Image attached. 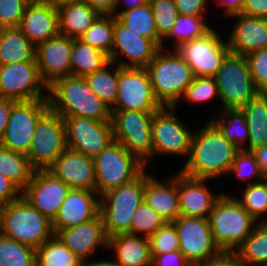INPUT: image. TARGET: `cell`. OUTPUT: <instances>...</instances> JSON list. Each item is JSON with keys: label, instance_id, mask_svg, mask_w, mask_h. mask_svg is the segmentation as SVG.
Listing matches in <instances>:
<instances>
[{"label": "cell", "instance_id": "obj_1", "mask_svg": "<svg viewBox=\"0 0 267 266\" xmlns=\"http://www.w3.org/2000/svg\"><path fill=\"white\" fill-rule=\"evenodd\" d=\"M238 150L208 119L201 130L193 133L189 156L179 171L191 177L211 180L226 176Z\"/></svg>", "mask_w": 267, "mask_h": 266}, {"label": "cell", "instance_id": "obj_2", "mask_svg": "<svg viewBox=\"0 0 267 266\" xmlns=\"http://www.w3.org/2000/svg\"><path fill=\"white\" fill-rule=\"evenodd\" d=\"M52 111L62 117L80 116L98 121H111L110 108L90 89L83 76L68 75L48 86Z\"/></svg>", "mask_w": 267, "mask_h": 266}, {"label": "cell", "instance_id": "obj_3", "mask_svg": "<svg viewBox=\"0 0 267 266\" xmlns=\"http://www.w3.org/2000/svg\"><path fill=\"white\" fill-rule=\"evenodd\" d=\"M215 245L221 252H234L254 230L257 221L236 197L222 194L210 212Z\"/></svg>", "mask_w": 267, "mask_h": 266}, {"label": "cell", "instance_id": "obj_4", "mask_svg": "<svg viewBox=\"0 0 267 266\" xmlns=\"http://www.w3.org/2000/svg\"><path fill=\"white\" fill-rule=\"evenodd\" d=\"M171 52L165 49L164 53V49H160L146 69L158 102L163 107L177 108L195 76L187 62L175 50Z\"/></svg>", "mask_w": 267, "mask_h": 266}, {"label": "cell", "instance_id": "obj_5", "mask_svg": "<svg viewBox=\"0 0 267 266\" xmlns=\"http://www.w3.org/2000/svg\"><path fill=\"white\" fill-rule=\"evenodd\" d=\"M145 171L132 182L100 196V215L108 237L131 234L132 218L144 199Z\"/></svg>", "mask_w": 267, "mask_h": 266}, {"label": "cell", "instance_id": "obj_6", "mask_svg": "<svg viewBox=\"0 0 267 266\" xmlns=\"http://www.w3.org/2000/svg\"><path fill=\"white\" fill-rule=\"evenodd\" d=\"M2 234L37 249L53 235L52 222L22 196L4 205Z\"/></svg>", "mask_w": 267, "mask_h": 266}, {"label": "cell", "instance_id": "obj_7", "mask_svg": "<svg viewBox=\"0 0 267 266\" xmlns=\"http://www.w3.org/2000/svg\"><path fill=\"white\" fill-rule=\"evenodd\" d=\"M93 160L96 176L95 192L99 196L132 182L146 169L145 163L120 142L114 140Z\"/></svg>", "mask_w": 267, "mask_h": 266}, {"label": "cell", "instance_id": "obj_8", "mask_svg": "<svg viewBox=\"0 0 267 266\" xmlns=\"http://www.w3.org/2000/svg\"><path fill=\"white\" fill-rule=\"evenodd\" d=\"M114 141L120 142L145 166L153 159L152 119L154 112L110 110Z\"/></svg>", "mask_w": 267, "mask_h": 266}, {"label": "cell", "instance_id": "obj_9", "mask_svg": "<svg viewBox=\"0 0 267 266\" xmlns=\"http://www.w3.org/2000/svg\"><path fill=\"white\" fill-rule=\"evenodd\" d=\"M214 77L223 110L242 108L258 93L246 56L230 52Z\"/></svg>", "mask_w": 267, "mask_h": 266}, {"label": "cell", "instance_id": "obj_10", "mask_svg": "<svg viewBox=\"0 0 267 266\" xmlns=\"http://www.w3.org/2000/svg\"><path fill=\"white\" fill-rule=\"evenodd\" d=\"M67 149L62 116L49 109L38 121L27 154L34 170H46Z\"/></svg>", "mask_w": 267, "mask_h": 266}, {"label": "cell", "instance_id": "obj_11", "mask_svg": "<svg viewBox=\"0 0 267 266\" xmlns=\"http://www.w3.org/2000/svg\"><path fill=\"white\" fill-rule=\"evenodd\" d=\"M0 97L16 102L48 99L36 60L0 65Z\"/></svg>", "mask_w": 267, "mask_h": 266}, {"label": "cell", "instance_id": "obj_12", "mask_svg": "<svg viewBox=\"0 0 267 266\" xmlns=\"http://www.w3.org/2000/svg\"><path fill=\"white\" fill-rule=\"evenodd\" d=\"M158 102L146 68H123L118 65V91L110 110L156 112Z\"/></svg>", "mask_w": 267, "mask_h": 266}, {"label": "cell", "instance_id": "obj_13", "mask_svg": "<svg viewBox=\"0 0 267 266\" xmlns=\"http://www.w3.org/2000/svg\"><path fill=\"white\" fill-rule=\"evenodd\" d=\"M174 50L191 67L195 77H214L231 52L228 42L214 29L203 37L180 43Z\"/></svg>", "mask_w": 267, "mask_h": 266}, {"label": "cell", "instance_id": "obj_14", "mask_svg": "<svg viewBox=\"0 0 267 266\" xmlns=\"http://www.w3.org/2000/svg\"><path fill=\"white\" fill-rule=\"evenodd\" d=\"M49 109L48 99L15 102L0 145L27 155L36 125Z\"/></svg>", "mask_w": 267, "mask_h": 266}, {"label": "cell", "instance_id": "obj_15", "mask_svg": "<svg viewBox=\"0 0 267 266\" xmlns=\"http://www.w3.org/2000/svg\"><path fill=\"white\" fill-rule=\"evenodd\" d=\"M173 223L179 237V250L192 266H201L221 253L215 245L209 218L180 215Z\"/></svg>", "mask_w": 267, "mask_h": 266}, {"label": "cell", "instance_id": "obj_16", "mask_svg": "<svg viewBox=\"0 0 267 266\" xmlns=\"http://www.w3.org/2000/svg\"><path fill=\"white\" fill-rule=\"evenodd\" d=\"M175 109L163 107L154 112L151 123L153 157L159 154L189 156L194 132L174 114Z\"/></svg>", "mask_w": 267, "mask_h": 266}, {"label": "cell", "instance_id": "obj_17", "mask_svg": "<svg viewBox=\"0 0 267 266\" xmlns=\"http://www.w3.org/2000/svg\"><path fill=\"white\" fill-rule=\"evenodd\" d=\"M62 118L69 149L94 158L114 140L111 121L80 116Z\"/></svg>", "mask_w": 267, "mask_h": 266}, {"label": "cell", "instance_id": "obj_18", "mask_svg": "<svg viewBox=\"0 0 267 266\" xmlns=\"http://www.w3.org/2000/svg\"><path fill=\"white\" fill-rule=\"evenodd\" d=\"M160 48L150 39L138 35L130 28L123 25L114 16L113 48L110 61L116 63L117 56L126 58L128 61L118 63L123 68H146L154 59Z\"/></svg>", "mask_w": 267, "mask_h": 266}, {"label": "cell", "instance_id": "obj_19", "mask_svg": "<svg viewBox=\"0 0 267 266\" xmlns=\"http://www.w3.org/2000/svg\"><path fill=\"white\" fill-rule=\"evenodd\" d=\"M70 190L63 181L56 179L48 171L34 170L21 196L52 221Z\"/></svg>", "mask_w": 267, "mask_h": 266}, {"label": "cell", "instance_id": "obj_20", "mask_svg": "<svg viewBox=\"0 0 267 266\" xmlns=\"http://www.w3.org/2000/svg\"><path fill=\"white\" fill-rule=\"evenodd\" d=\"M46 171L70 189L96 190L94 160L78 151L67 148Z\"/></svg>", "mask_w": 267, "mask_h": 266}, {"label": "cell", "instance_id": "obj_21", "mask_svg": "<svg viewBox=\"0 0 267 266\" xmlns=\"http://www.w3.org/2000/svg\"><path fill=\"white\" fill-rule=\"evenodd\" d=\"M73 38L58 35L36 46L35 58L43 81L49 86L71 75L70 56Z\"/></svg>", "mask_w": 267, "mask_h": 266}, {"label": "cell", "instance_id": "obj_22", "mask_svg": "<svg viewBox=\"0 0 267 266\" xmlns=\"http://www.w3.org/2000/svg\"><path fill=\"white\" fill-rule=\"evenodd\" d=\"M96 196L100 198L95 191L71 189L51 221L54 234L98 217L100 200Z\"/></svg>", "mask_w": 267, "mask_h": 266}, {"label": "cell", "instance_id": "obj_23", "mask_svg": "<svg viewBox=\"0 0 267 266\" xmlns=\"http://www.w3.org/2000/svg\"><path fill=\"white\" fill-rule=\"evenodd\" d=\"M210 179L195 178L178 172V195L180 215L209 218L216 201L227 194L211 192L205 184Z\"/></svg>", "mask_w": 267, "mask_h": 266}, {"label": "cell", "instance_id": "obj_24", "mask_svg": "<svg viewBox=\"0 0 267 266\" xmlns=\"http://www.w3.org/2000/svg\"><path fill=\"white\" fill-rule=\"evenodd\" d=\"M18 28L35 45L58 36V8L44 0H31L24 11Z\"/></svg>", "mask_w": 267, "mask_h": 266}, {"label": "cell", "instance_id": "obj_25", "mask_svg": "<svg viewBox=\"0 0 267 266\" xmlns=\"http://www.w3.org/2000/svg\"><path fill=\"white\" fill-rule=\"evenodd\" d=\"M57 237L84 263L99 246L108 247L109 237L101 215L79 225L60 230ZM87 258V259H86Z\"/></svg>", "mask_w": 267, "mask_h": 266}, {"label": "cell", "instance_id": "obj_26", "mask_svg": "<svg viewBox=\"0 0 267 266\" xmlns=\"http://www.w3.org/2000/svg\"><path fill=\"white\" fill-rule=\"evenodd\" d=\"M236 20L227 40L231 53L248 56L267 48V18L235 14Z\"/></svg>", "mask_w": 267, "mask_h": 266}, {"label": "cell", "instance_id": "obj_27", "mask_svg": "<svg viewBox=\"0 0 267 266\" xmlns=\"http://www.w3.org/2000/svg\"><path fill=\"white\" fill-rule=\"evenodd\" d=\"M143 201L156 211L166 222H173L180 216L178 195V173L161 183L153 175L146 174Z\"/></svg>", "mask_w": 267, "mask_h": 266}, {"label": "cell", "instance_id": "obj_28", "mask_svg": "<svg viewBox=\"0 0 267 266\" xmlns=\"http://www.w3.org/2000/svg\"><path fill=\"white\" fill-rule=\"evenodd\" d=\"M108 249H113L114 260L121 266H152L150 244L147 237L118 234L108 239Z\"/></svg>", "mask_w": 267, "mask_h": 266}, {"label": "cell", "instance_id": "obj_29", "mask_svg": "<svg viewBox=\"0 0 267 266\" xmlns=\"http://www.w3.org/2000/svg\"><path fill=\"white\" fill-rule=\"evenodd\" d=\"M59 33L73 39L87 31L100 13L86 3L66 4L58 8Z\"/></svg>", "mask_w": 267, "mask_h": 266}, {"label": "cell", "instance_id": "obj_30", "mask_svg": "<svg viewBox=\"0 0 267 266\" xmlns=\"http://www.w3.org/2000/svg\"><path fill=\"white\" fill-rule=\"evenodd\" d=\"M35 50L18 27L0 28V65L36 60Z\"/></svg>", "mask_w": 267, "mask_h": 266}, {"label": "cell", "instance_id": "obj_31", "mask_svg": "<svg viewBox=\"0 0 267 266\" xmlns=\"http://www.w3.org/2000/svg\"><path fill=\"white\" fill-rule=\"evenodd\" d=\"M241 109L249 129L246 150L267 144V93H257Z\"/></svg>", "mask_w": 267, "mask_h": 266}, {"label": "cell", "instance_id": "obj_32", "mask_svg": "<svg viewBox=\"0 0 267 266\" xmlns=\"http://www.w3.org/2000/svg\"><path fill=\"white\" fill-rule=\"evenodd\" d=\"M123 25L140 36L152 40L160 49H166L163 38L156 29L154 14L150 3L138 6L123 13H113Z\"/></svg>", "mask_w": 267, "mask_h": 266}, {"label": "cell", "instance_id": "obj_33", "mask_svg": "<svg viewBox=\"0 0 267 266\" xmlns=\"http://www.w3.org/2000/svg\"><path fill=\"white\" fill-rule=\"evenodd\" d=\"M70 62L71 75L84 77L101 70L110 62V59L107 54L99 49L79 39H73Z\"/></svg>", "mask_w": 267, "mask_h": 266}, {"label": "cell", "instance_id": "obj_34", "mask_svg": "<svg viewBox=\"0 0 267 266\" xmlns=\"http://www.w3.org/2000/svg\"><path fill=\"white\" fill-rule=\"evenodd\" d=\"M210 120L228 141L232 142L239 150H246L245 143L249 138V129L241 108L225 109L216 118Z\"/></svg>", "mask_w": 267, "mask_h": 266}, {"label": "cell", "instance_id": "obj_35", "mask_svg": "<svg viewBox=\"0 0 267 266\" xmlns=\"http://www.w3.org/2000/svg\"><path fill=\"white\" fill-rule=\"evenodd\" d=\"M34 169L28 156L0 145V173L11 180L21 191L30 182Z\"/></svg>", "mask_w": 267, "mask_h": 266}, {"label": "cell", "instance_id": "obj_36", "mask_svg": "<svg viewBox=\"0 0 267 266\" xmlns=\"http://www.w3.org/2000/svg\"><path fill=\"white\" fill-rule=\"evenodd\" d=\"M248 266L267 263V221L257 222L251 234L234 251Z\"/></svg>", "mask_w": 267, "mask_h": 266}, {"label": "cell", "instance_id": "obj_37", "mask_svg": "<svg viewBox=\"0 0 267 266\" xmlns=\"http://www.w3.org/2000/svg\"><path fill=\"white\" fill-rule=\"evenodd\" d=\"M84 262L53 235L36 249V266H83Z\"/></svg>", "mask_w": 267, "mask_h": 266}, {"label": "cell", "instance_id": "obj_38", "mask_svg": "<svg viewBox=\"0 0 267 266\" xmlns=\"http://www.w3.org/2000/svg\"><path fill=\"white\" fill-rule=\"evenodd\" d=\"M112 65L115 63L110 61L101 70L84 76L91 91L109 108L114 105L118 91V64L114 71Z\"/></svg>", "mask_w": 267, "mask_h": 266}, {"label": "cell", "instance_id": "obj_39", "mask_svg": "<svg viewBox=\"0 0 267 266\" xmlns=\"http://www.w3.org/2000/svg\"><path fill=\"white\" fill-rule=\"evenodd\" d=\"M114 35V15L100 14L79 40L111 55Z\"/></svg>", "mask_w": 267, "mask_h": 266}, {"label": "cell", "instance_id": "obj_40", "mask_svg": "<svg viewBox=\"0 0 267 266\" xmlns=\"http://www.w3.org/2000/svg\"><path fill=\"white\" fill-rule=\"evenodd\" d=\"M0 266H36V249L1 234Z\"/></svg>", "mask_w": 267, "mask_h": 266}, {"label": "cell", "instance_id": "obj_41", "mask_svg": "<svg viewBox=\"0 0 267 266\" xmlns=\"http://www.w3.org/2000/svg\"><path fill=\"white\" fill-rule=\"evenodd\" d=\"M204 20V17L179 14L174 22L175 25L163 40L168 38L174 39L175 44L173 48H176L182 42L203 37L212 29Z\"/></svg>", "mask_w": 267, "mask_h": 266}, {"label": "cell", "instance_id": "obj_42", "mask_svg": "<svg viewBox=\"0 0 267 266\" xmlns=\"http://www.w3.org/2000/svg\"><path fill=\"white\" fill-rule=\"evenodd\" d=\"M236 198L257 222L267 221L263 218V215L267 214V176L260 182L248 184L241 196L242 199Z\"/></svg>", "mask_w": 267, "mask_h": 266}, {"label": "cell", "instance_id": "obj_43", "mask_svg": "<svg viewBox=\"0 0 267 266\" xmlns=\"http://www.w3.org/2000/svg\"><path fill=\"white\" fill-rule=\"evenodd\" d=\"M165 223L164 218L143 201L133 215L131 234L140 236L143 233L149 238Z\"/></svg>", "mask_w": 267, "mask_h": 266}, {"label": "cell", "instance_id": "obj_44", "mask_svg": "<svg viewBox=\"0 0 267 266\" xmlns=\"http://www.w3.org/2000/svg\"><path fill=\"white\" fill-rule=\"evenodd\" d=\"M231 173L234 175L236 174L235 176L237 179H241L243 182L245 181L244 183H246V185L260 182L264 179V175L258 167L254 154L247 150L237 151L228 174ZM252 178L254 181L251 180Z\"/></svg>", "mask_w": 267, "mask_h": 266}, {"label": "cell", "instance_id": "obj_45", "mask_svg": "<svg viewBox=\"0 0 267 266\" xmlns=\"http://www.w3.org/2000/svg\"><path fill=\"white\" fill-rule=\"evenodd\" d=\"M219 96L218 86L215 77H195L194 80L185 89L183 98L190 104H200L210 101L212 98Z\"/></svg>", "mask_w": 267, "mask_h": 266}, {"label": "cell", "instance_id": "obj_46", "mask_svg": "<svg viewBox=\"0 0 267 266\" xmlns=\"http://www.w3.org/2000/svg\"><path fill=\"white\" fill-rule=\"evenodd\" d=\"M158 34L164 38L175 25L179 11L174 0H150Z\"/></svg>", "mask_w": 267, "mask_h": 266}, {"label": "cell", "instance_id": "obj_47", "mask_svg": "<svg viewBox=\"0 0 267 266\" xmlns=\"http://www.w3.org/2000/svg\"><path fill=\"white\" fill-rule=\"evenodd\" d=\"M148 239L151 254H165L179 250V237L173 222H166Z\"/></svg>", "mask_w": 267, "mask_h": 266}, {"label": "cell", "instance_id": "obj_48", "mask_svg": "<svg viewBox=\"0 0 267 266\" xmlns=\"http://www.w3.org/2000/svg\"><path fill=\"white\" fill-rule=\"evenodd\" d=\"M250 74L258 93H267V48L246 56Z\"/></svg>", "mask_w": 267, "mask_h": 266}, {"label": "cell", "instance_id": "obj_49", "mask_svg": "<svg viewBox=\"0 0 267 266\" xmlns=\"http://www.w3.org/2000/svg\"><path fill=\"white\" fill-rule=\"evenodd\" d=\"M31 0H0V28L18 27Z\"/></svg>", "mask_w": 267, "mask_h": 266}, {"label": "cell", "instance_id": "obj_50", "mask_svg": "<svg viewBox=\"0 0 267 266\" xmlns=\"http://www.w3.org/2000/svg\"><path fill=\"white\" fill-rule=\"evenodd\" d=\"M209 0H174L180 15L205 17Z\"/></svg>", "mask_w": 267, "mask_h": 266}, {"label": "cell", "instance_id": "obj_51", "mask_svg": "<svg viewBox=\"0 0 267 266\" xmlns=\"http://www.w3.org/2000/svg\"><path fill=\"white\" fill-rule=\"evenodd\" d=\"M152 266H192L180 250L165 254H151Z\"/></svg>", "mask_w": 267, "mask_h": 266}, {"label": "cell", "instance_id": "obj_52", "mask_svg": "<svg viewBox=\"0 0 267 266\" xmlns=\"http://www.w3.org/2000/svg\"><path fill=\"white\" fill-rule=\"evenodd\" d=\"M22 191L7 177L0 173V203L6 205L21 197Z\"/></svg>", "mask_w": 267, "mask_h": 266}, {"label": "cell", "instance_id": "obj_53", "mask_svg": "<svg viewBox=\"0 0 267 266\" xmlns=\"http://www.w3.org/2000/svg\"><path fill=\"white\" fill-rule=\"evenodd\" d=\"M201 266H248L234 252H221Z\"/></svg>", "mask_w": 267, "mask_h": 266}, {"label": "cell", "instance_id": "obj_54", "mask_svg": "<svg viewBox=\"0 0 267 266\" xmlns=\"http://www.w3.org/2000/svg\"><path fill=\"white\" fill-rule=\"evenodd\" d=\"M240 14L267 18V0H244Z\"/></svg>", "mask_w": 267, "mask_h": 266}, {"label": "cell", "instance_id": "obj_55", "mask_svg": "<svg viewBox=\"0 0 267 266\" xmlns=\"http://www.w3.org/2000/svg\"><path fill=\"white\" fill-rule=\"evenodd\" d=\"M16 101L0 97V142L4 136L12 105Z\"/></svg>", "mask_w": 267, "mask_h": 266}, {"label": "cell", "instance_id": "obj_56", "mask_svg": "<svg viewBox=\"0 0 267 266\" xmlns=\"http://www.w3.org/2000/svg\"><path fill=\"white\" fill-rule=\"evenodd\" d=\"M93 9L97 10L100 14H110L115 12L117 0H81Z\"/></svg>", "mask_w": 267, "mask_h": 266}, {"label": "cell", "instance_id": "obj_57", "mask_svg": "<svg viewBox=\"0 0 267 266\" xmlns=\"http://www.w3.org/2000/svg\"><path fill=\"white\" fill-rule=\"evenodd\" d=\"M251 152L255 156L261 173L264 175V177L267 176V144L256 147L252 149Z\"/></svg>", "mask_w": 267, "mask_h": 266}, {"label": "cell", "instance_id": "obj_58", "mask_svg": "<svg viewBox=\"0 0 267 266\" xmlns=\"http://www.w3.org/2000/svg\"><path fill=\"white\" fill-rule=\"evenodd\" d=\"M221 3L218 6L225 7V15L231 16L240 14L244 5V0H219Z\"/></svg>", "mask_w": 267, "mask_h": 266}, {"label": "cell", "instance_id": "obj_59", "mask_svg": "<svg viewBox=\"0 0 267 266\" xmlns=\"http://www.w3.org/2000/svg\"><path fill=\"white\" fill-rule=\"evenodd\" d=\"M125 3V8L121 11L117 12V8L120 7L121 3ZM146 3H150V0H117L116 6H115V12L114 13H123L125 11L131 10L133 8H137L138 6L144 5Z\"/></svg>", "mask_w": 267, "mask_h": 266}, {"label": "cell", "instance_id": "obj_60", "mask_svg": "<svg viewBox=\"0 0 267 266\" xmlns=\"http://www.w3.org/2000/svg\"><path fill=\"white\" fill-rule=\"evenodd\" d=\"M83 266H121L116 261L109 260H98V261H88L83 264Z\"/></svg>", "mask_w": 267, "mask_h": 266}, {"label": "cell", "instance_id": "obj_61", "mask_svg": "<svg viewBox=\"0 0 267 266\" xmlns=\"http://www.w3.org/2000/svg\"><path fill=\"white\" fill-rule=\"evenodd\" d=\"M50 4H52L54 7L59 8L66 4H73V3H80L81 0H44Z\"/></svg>", "mask_w": 267, "mask_h": 266}, {"label": "cell", "instance_id": "obj_62", "mask_svg": "<svg viewBox=\"0 0 267 266\" xmlns=\"http://www.w3.org/2000/svg\"><path fill=\"white\" fill-rule=\"evenodd\" d=\"M4 205L0 203V235L2 234V212Z\"/></svg>", "mask_w": 267, "mask_h": 266}]
</instances>
